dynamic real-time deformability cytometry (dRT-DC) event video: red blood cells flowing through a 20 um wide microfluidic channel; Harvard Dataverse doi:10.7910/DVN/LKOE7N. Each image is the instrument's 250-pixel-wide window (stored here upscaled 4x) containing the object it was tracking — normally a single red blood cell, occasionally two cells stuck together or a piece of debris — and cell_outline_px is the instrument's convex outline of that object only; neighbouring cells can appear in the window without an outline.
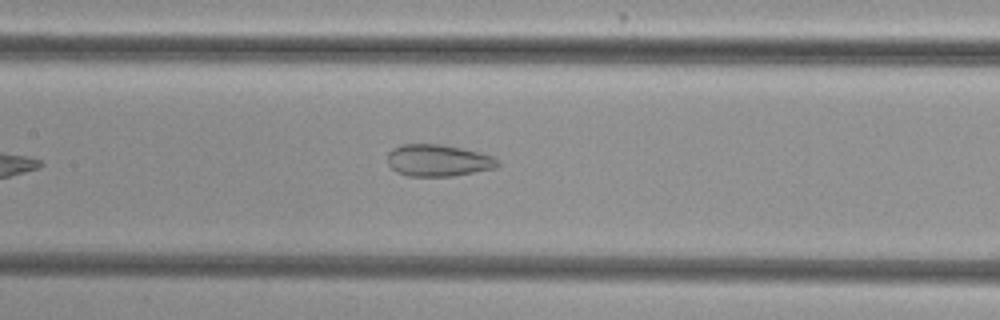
{"species": "common noctule bat (a hibernating species)", "species_latin": "Nyctalus noctula", "temperature_condition": "cold", "stored_images_in_passage": 41, "camera_frame_rate_fps": 3000, "um_per_image_px": 0.085, "animal": {"sex": "female", "body_mass_g": 29.2, "forearm_length_mm": 56.3}, "frame": {"image": 1, "passage_image": 13, "time_ms": 4.0, "image_size_px": [1000, 320], "cell_outline_px": [[500, 164], [496, 168], [452, 176], [408, 176], [396, 172], [388, 164], [388, 152], [392, 148], [404, 144], [440, 144], [460, 148], [492, 156], [500, 160]], "centroid_in_image_um": [37.23, 13.64], "position_along_channel_um": 170.2, "area_um2": 20.4}}
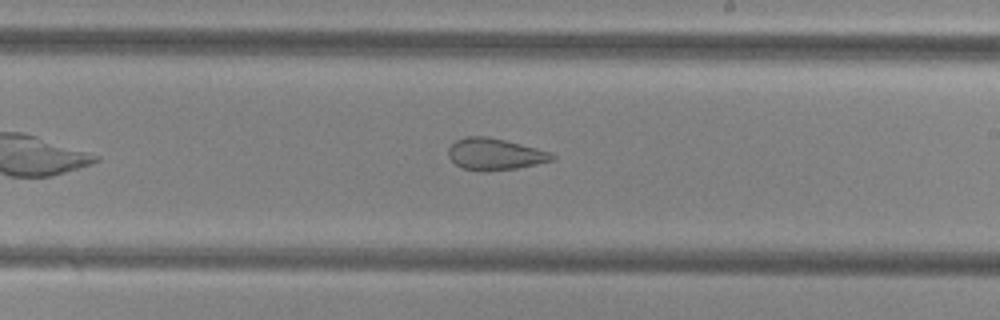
{"frame": {"image": 2, "passage_image": 19, "time_ms": 6.0, "image_size_px": [1000, 320], "cell_outline_px": [[556, 156], [552, 160], [536, 164], [516, 168], [484, 172], [464, 168], [456, 164], [448, 156], [448, 148], [456, 140], [464, 136], [488, 136], [552, 152]], "centroid_in_image_um": [42.05, 13.1], "position_along_channel_um": 247.0, "area_um2": 19.07}}
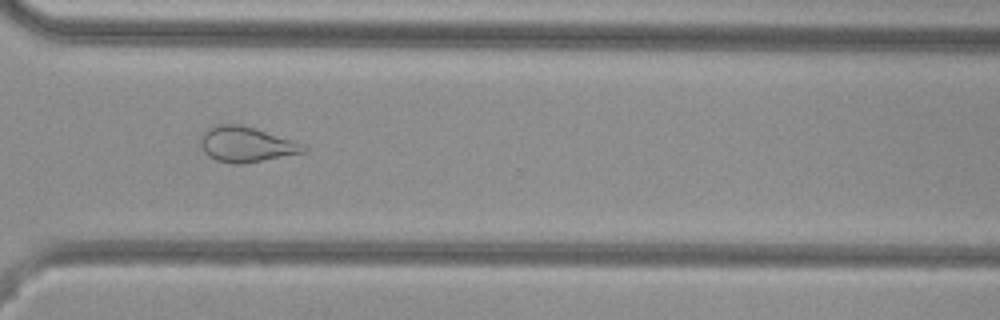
{"frame": {"image": 3, "passage_image": 27, "time_ms": 8.667, "image_size_px": [1000, 320], "cell_outline_px": [[308, 148], [304, 152], [240, 164], [236, 164], [216, 160], [208, 156], [204, 152], [200, 144], [200, 136], [208, 128], [220, 124], [240, 124], [256, 128], [308, 144]], "centroid_in_image_um": [20.95, 12.25], "position_along_channel_um": 349.6, "area_um2": 21.27}, "authors_computed_cell_mechanics": {"area_um2": 23.409, "velocity_mm_per_s": 3.8518, "shape_relaxation_time_tau1_ms": null, "shape_relaxation_time_tau2_ms": 1.9247, "deformation_change_tau1": null, "deformation_change_tau2": 0.0896}}